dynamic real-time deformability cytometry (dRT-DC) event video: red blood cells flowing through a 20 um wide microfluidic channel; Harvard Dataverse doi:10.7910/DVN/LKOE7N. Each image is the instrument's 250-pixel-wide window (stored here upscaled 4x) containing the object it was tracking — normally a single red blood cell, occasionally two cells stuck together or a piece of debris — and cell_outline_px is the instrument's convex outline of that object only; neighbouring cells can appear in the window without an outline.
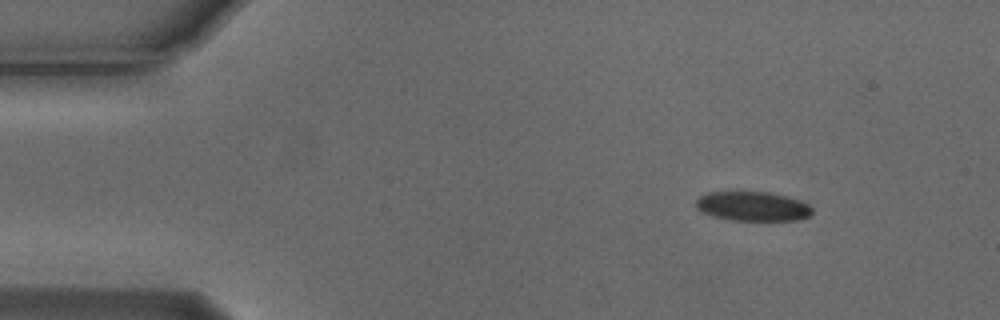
{"species": "Egyptian fruit bat (a non-hibernating species)", "species_latin": "Rousettus aegyptiacus", "temperature_condition": "cold", "stored_images_in_passage": 3, "camera_frame_rate_fps": 3000, "um_per_image_px": 0.085, "animal": {"sex": "male"}, "frame": {"image": 1, "passage_image": 1, "time_ms": 0.0, "image_size_px": [1000, 320], "cell_outline_px": [[812, 212], [808, 216], [800, 220], [732, 220], [712, 216], [696, 208], [696, 200], [700, 196], [708, 192], [768, 192], [788, 196], [800, 200], [808, 204], [812, 208]], "centroid_in_image_um": [63.99, 17.53], "position_along_channel_um": 21.0, "area_um2": 19.88}}